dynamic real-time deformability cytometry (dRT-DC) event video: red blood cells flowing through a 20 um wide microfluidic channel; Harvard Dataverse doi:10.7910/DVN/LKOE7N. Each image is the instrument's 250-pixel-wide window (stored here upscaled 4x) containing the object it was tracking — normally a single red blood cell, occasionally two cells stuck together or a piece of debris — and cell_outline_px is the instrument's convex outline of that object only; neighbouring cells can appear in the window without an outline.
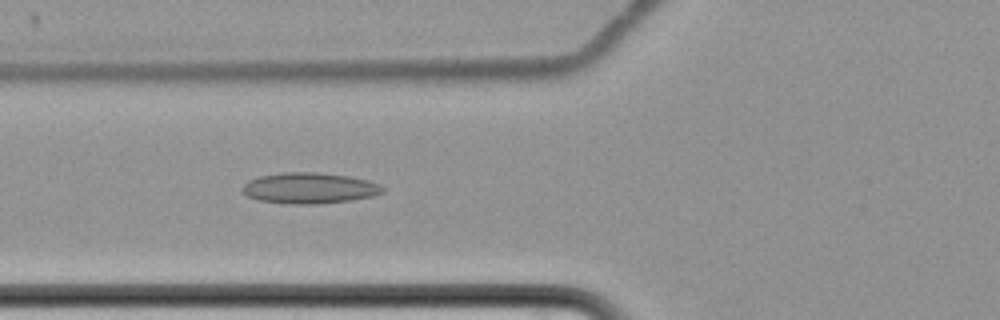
{"species": "common noctule bat (a hibernating species)", "species_latin": "Nyctalus noctula", "temperature_condition": "cold", "stored_images_in_passage": 7, "camera_frame_rate_fps": 3000, "um_per_image_px": 0.085, "animal": {"sex": "female", "body_mass_g": 22.7, "forearm_length_mm": 54.2}, "frame": {"image": 1, "passage_image": 7, "time_ms": 7.333, "image_size_px": [1000, 320], "cell_outline_px": [[384, 192], [372, 196], [352, 200], [316, 204], [284, 204], [256, 200], [248, 196], [240, 188], [248, 180], [260, 176], [284, 172], [320, 172], [348, 176], [368, 180], [380, 184], [384, 188]], "centroid_in_image_um": [26.29, 15.99], "position_along_channel_um": 99.5, "area_um2": 25.49}}